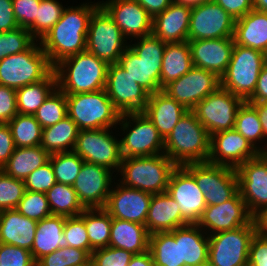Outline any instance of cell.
<instances>
[{
    "label": "cell",
    "instance_id": "be15d7a7",
    "mask_svg": "<svg viewBox=\"0 0 267 266\" xmlns=\"http://www.w3.org/2000/svg\"><path fill=\"white\" fill-rule=\"evenodd\" d=\"M154 18L156 15L165 11L173 0H136Z\"/></svg>",
    "mask_w": 267,
    "mask_h": 266
},
{
    "label": "cell",
    "instance_id": "52a82bcc",
    "mask_svg": "<svg viewBox=\"0 0 267 266\" xmlns=\"http://www.w3.org/2000/svg\"><path fill=\"white\" fill-rule=\"evenodd\" d=\"M118 125L123 131L119 132L122 135H117L121 136L120 152L122 158L164 154V139L144 112L121 114Z\"/></svg>",
    "mask_w": 267,
    "mask_h": 266
},
{
    "label": "cell",
    "instance_id": "91938a15",
    "mask_svg": "<svg viewBox=\"0 0 267 266\" xmlns=\"http://www.w3.org/2000/svg\"><path fill=\"white\" fill-rule=\"evenodd\" d=\"M11 130L7 123H0V169L5 165L15 150Z\"/></svg>",
    "mask_w": 267,
    "mask_h": 266
},
{
    "label": "cell",
    "instance_id": "1f68e13d",
    "mask_svg": "<svg viewBox=\"0 0 267 266\" xmlns=\"http://www.w3.org/2000/svg\"><path fill=\"white\" fill-rule=\"evenodd\" d=\"M234 43L263 52L267 48V12L253 9L235 21Z\"/></svg>",
    "mask_w": 267,
    "mask_h": 266
},
{
    "label": "cell",
    "instance_id": "83f0119b",
    "mask_svg": "<svg viewBox=\"0 0 267 266\" xmlns=\"http://www.w3.org/2000/svg\"><path fill=\"white\" fill-rule=\"evenodd\" d=\"M188 109L163 90L150 94L143 111L165 140Z\"/></svg>",
    "mask_w": 267,
    "mask_h": 266
},
{
    "label": "cell",
    "instance_id": "7bdbcfd3",
    "mask_svg": "<svg viewBox=\"0 0 267 266\" xmlns=\"http://www.w3.org/2000/svg\"><path fill=\"white\" fill-rule=\"evenodd\" d=\"M67 115L66 95L58 87L51 92L34 114L42 128L56 124Z\"/></svg>",
    "mask_w": 267,
    "mask_h": 266
},
{
    "label": "cell",
    "instance_id": "f35d334b",
    "mask_svg": "<svg viewBox=\"0 0 267 266\" xmlns=\"http://www.w3.org/2000/svg\"><path fill=\"white\" fill-rule=\"evenodd\" d=\"M46 196L52 215L78 216L85 210L71 185L56 182Z\"/></svg>",
    "mask_w": 267,
    "mask_h": 266
},
{
    "label": "cell",
    "instance_id": "f6af8a7d",
    "mask_svg": "<svg viewBox=\"0 0 267 266\" xmlns=\"http://www.w3.org/2000/svg\"><path fill=\"white\" fill-rule=\"evenodd\" d=\"M64 9L57 0H41L36 20L27 29L37 41L41 40L61 18Z\"/></svg>",
    "mask_w": 267,
    "mask_h": 266
},
{
    "label": "cell",
    "instance_id": "9c48e42d",
    "mask_svg": "<svg viewBox=\"0 0 267 266\" xmlns=\"http://www.w3.org/2000/svg\"><path fill=\"white\" fill-rule=\"evenodd\" d=\"M263 67L261 51L234 44L229 65L220 78V87L246 101L254 93Z\"/></svg>",
    "mask_w": 267,
    "mask_h": 266
},
{
    "label": "cell",
    "instance_id": "836d02e7",
    "mask_svg": "<svg viewBox=\"0 0 267 266\" xmlns=\"http://www.w3.org/2000/svg\"><path fill=\"white\" fill-rule=\"evenodd\" d=\"M49 157L50 154L40 145L16 147L1 170L8 176L24 181L34 170L46 164Z\"/></svg>",
    "mask_w": 267,
    "mask_h": 266
},
{
    "label": "cell",
    "instance_id": "e575fe53",
    "mask_svg": "<svg viewBox=\"0 0 267 266\" xmlns=\"http://www.w3.org/2000/svg\"><path fill=\"white\" fill-rule=\"evenodd\" d=\"M193 66L188 41L166 43L161 68V89L186 74Z\"/></svg>",
    "mask_w": 267,
    "mask_h": 266
},
{
    "label": "cell",
    "instance_id": "d590c367",
    "mask_svg": "<svg viewBox=\"0 0 267 266\" xmlns=\"http://www.w3.org/2000/svg\"><path fill=\"white\" fill-rule=\"evenodd\" d=\"M79 128L67 115L56 124L42 128L40 146L49 154L71 152L78 137Z\"/></svg>",
    "mask_w": 267,
    "mask_h": 266
},
{
    "label": "cell",
    "instance_id": "a7ac6f4b",
    "mask_svg": "<svg viewBox=\"0 0 267 266\" xmlns=\"http://www.w3.org/2000/svg\"><path fill=\"white\" fill-rule=\"evenodd\" d=\"M253 9L267 12V0H253Z\"/></svg>",
    "mask_w": 267,
    "mask_h": 266
},
{
    "label": "cell",
    "instance_id": "03108f58",
    "mask_svg": "<svg viewBox=\"0 0 267 266\" xmlns=\"http://www.w3.org/2000/svg\"><path fill=\"white\" fill-rule=\"evenodd\" d=\"M128 266H155L149 250L144 253L134 254Z\"/></svg>",
    "mask_w": 267,
    "mask_h": 266
},
{
    "label": "cell",
    "instance_id": "44dd1931",
    "mask_svg": "<svg viewBox=\"0 0 267 266\" xmlns=\"http://www.w3.org/2000/svg\"><path fill=\"white\" fill-rule=\"evenodd\" d=\"M167 193L177 202L183 219L188 224H197L207 205L194 177L183 166H177L171 173Z\"/></svg>",
    "mask_w": 267,
    "mask_h": 266
},
{
    "label": "cell",
    "instance_id": "6f0895ef",
    "mask_svg": "<svg viewBox=\"0 0 267 266\" xmlns=\"http://www.w3.org/2000/svg\"><path fill=\"white\" fill-rule=\"evenodd\" d=\"M249 266H267V236L259 230L253 236L248 256Z\"/></svg>",
    "mask_w": 267,
    "mask_h": 266
},
{
    "label": "cell",
    "instance_id": "f1b7e54d",
    "mask_svg": "<svg viewBox=\"0 0 267 266\" xmlns=\"http://www.w3.org/2000/svg\"><path fill=\"white\" fill-rule=\"evenodd\" d=\"M188 225L183 219L177 202L166 192L152 194L145 227L149 234L171 232Z\"/></svg>",
    "mask_w": 267,
    "mask_h": 266
},
{
    "label": "cell",
    "instance_id": "ac0fdd59",
    "mask_svg": "<svg viewBox=\"0 0 267 266\" xmlns=\"http://www.w3.org/2000/svg\"><path fill=\"white\" fill-rule=\"evenodd\" d=\"M220 87V78L213 72L192 67L186 74L167 84L162 90L188 110Z\"/></svg>",
    "mask_w": 267,
    "mask_h": 266
},
{
    "label": "cell",
    "instance_id": "89a4df30",
    "mask_svg": "<svg viewBox=\"0 0 267 266\" xmlns=\"http://www.w3.org/2000/svg\"><path fill=\"white\" fill-rule=\"evenodd\" d=\"M176 3H180V4H184V5H188V6H196L199 5L200 3L204 2V1H208V0H173Z\"/></svg>",
    "mask_w": 267,
    "mask_h": 266
},
{
    "label": "cell",
    "instance_id": "6125c7cd",
    "mask_svg": "<svg viewBox=\"0 0 267 266\" xmlns=\"http://www.w3.org/2000/svg\"><path fill=\"white\" fill-rule=\"evenodd\" d=\"M246 101L249 103L267 101V67L264 66L260 71L254 93Z\"/></svg>",
    "mask_w": 267,
    "mask_h": 266
},
{
    "label": "cell",
    "instance_id": "ba28073f",
    "mask_svg": "<svg viewBox=\"0 0 267 266\" xmlns=\"http://www.w3.org/2000/svg\"><path fill=\"white\" fill-rule=\"evenodd\" d=\"M53 70L40 42L36 41L28 50L0 61V85L17 90L45 79Z\"/></svg>",
    "mask_w": 267,
    "mask_h": 266
},
{
    "label": "cell",
    "instance_id": "6da1fadb",
    "mask_svg": "<svg viewBox=\"0 0 267 266\" xmlns=\"http://www.w3.org/2000/svg\"><path fill=\"white\" fill-rule=\"evenodd\" d=\"M99 5L100 1L65 7L58 22L39 40L53 67L86 50L90 17Z\"/></svg>",
    "mask_w": 267,
    "mask_h": 266
},
{
    "label": "cell",
    "instance_id": "ffe728a7",
    "mask_svg": "<svg viewBox=\"0 0 267 266\" xmlns=\"http://www.w3.org/2000/svg\"><path fill=\"white\" fill-rule=\"evenodd\" d=\"M254 219L238 191L222 204L206 206L197 225L211 235L248 225Z\"/></svg>",
    "mask_w": 267,
    "mask_h": 266
},
{
    "label": "cell",
    "instance_id": "e7e4bbea",
    "mask_svg": "<svg viewBox=\"0 0 267 266\" xmlns=\"http://www.w3.org/2000/svg\"><path fill=\"white\" fill-rule=\"evenodd\" d=\"M256 110L264 133V153H267V101L260 103H250Z\"/></svg>",
    "mask_w": 267,
    "mask_h": 266
},
{
    "label": "cell",
    "instance_id": "484cf974",
    "mask_svg": "<svg viewBox=\"0 0 267 266\" xmlns=\"http://www.w3.org/2000/svg\"><path fill=\"white\" fill-rule=\"evenodd\" d=\"M192 7L176 2L153 18L152 34L165 43L188 41Z\"/></svg>",
    "mask_w": 267,
    "mask_h": 266
},
{
    "label": "cell",
    "instance_id": "8992f818",
    "mask_svg": "<svg viewBox=\"0 0 267 266\" xmlns=\"http://www.w3.org/2000/svg\"><path fill=\"white\" fill-rule=\"evenodd\" d=\"M66 100L68 116L79 130H114L118 126L121 113L114 107L105 89L66 95Z\"/></svg>",
    "mask_w": 267,
    "mask_h": 266
},
{
    "label": "cell",
    "instance_id": "4dcf8cb0",
    "mask_svg": "<svg viewBox=\"0 0 267 266\" xmlns=\"http://www.w3.org/2000/svg\"><path fill=\"white\" fill-rule=\"evenodd\" d=\"M66 216L51 215L38 221L31 254L35 262L58 248L67 247L63 234Z\"/></svg>",
    "mask_w": 267,
    "mask_h": 266
},
{
    "label": "cell",
    "instance_id": "d6986e66",
    "mask_svg": "<svg viewBox=\"0 0 267 266\" xmlns=\"http://www.w3.org/2000/svg\"><path fill=\"white\" fill-rule=\"evenodd\" d=\"M113 174L107 167L84 161L72 187L85 209L104 208L116 178Z\"/></svg>",
    "mask_w": 267,
    "mask_h": 266
},
{
    "label": "cell",
    "instance_id": "2e32d148",
    "mask_svg": "<svg viewBox=\"0 0 267 266\" xmlns=\"http://www.w3.org/2000/svg\"><path fill=\"white\" fill-rule=\"evenodd\" d=\"M235 19L212 0L193 6L188 40L233 38Z\"/></svg>",
    "mask_w": 267,
    "mask_h": 266
},
{
    "label": "cell",
    "instance_id": "e0dca14e",
    "mask_svg": "<svg viewBox=\"0 0 267 266\" xmlns=\"http://www.w3.org/2000/svg\"><path fill=\"white\" fill-rule=\"evenodd\" d=\"M105 91L121 114L143 112L150 96V93L117 63L108 66Z\"/></svg>",
    "mask_w": 267,
    "mask_h": 266
},
{
    "label": "cell",
    "instance_id": "c3c4849f",
    "mask_svg": "<svg viewBox=\"0 0 267 266\" xmlns=\"http://www.w3.org/2000/svg\"><path fill=\"white\" fill-rule=\"evenodd\" d=\"M16 210L29 219L37 222L51 216L46 193L26 190L23 198L18 203Z\"/></svg>",
    "mask_w": 267,
    "mask_h": 266
},
{
    "label": "cell",
    "instance_id": "d4e9b609",
    "mask_svg": "<svg viewBox=\"0 0 267 266\" xmlns=\"http://www.w3.org/2000/svg\"><path fill=\"white\" fill-rule=\"evenodd\" d=\"M188 43L194 67L211 71L221 78L229 65L234 39L188 40Z\"/></svg>",
    "mask_w": 267,
    "mask_h": 266
},
{
    "label": "cell",
    "instance_id": "7c38bea8",
    "mask_svg": "<svg viewBox=\"0 0 267 266\" xmlns=\"http://www.w3.org/2000/svg\"><path fill=\"white\" fill-rule=\"evenodd\" d=\"M195 179L207 206L222 204L238 192L235 168L209 162L182 165Z\"/></svg>",
    "mask_w": 267,
    "mask_h": 266
},
{
    "label": "cell",
    "instance_id": "603a6c76",
    "mask_svg": "<svg viewBox=\"0 0 267 266\" xmlns=\"http://www.w3.org/2000/svg\"><path fill=\"white\" fill-rule=\"evenodd\" d=\"M151 197V193L125 187L114 181L104 209L112 218L145 225Z\"/></svg>",
    "mask_w": 267,
    "mask_h": 266
},
{
    "label": "cell",
    "instance_id": "9a60e30c",
    "mask_svg": "<svg viewBox=\"0 0 267 266\" xmlns=\"http://www.w3.org/2000/svg\"><path fill=\"white\" fill-rule=\"evenodd\" d=\"M238 191L256 219L267 209V153H260L236 169Z\"/></svg>",
    "mask_w": 267,
    "mask_h": 266
},
{
    "label": "cell",
    "instance_id": "4fadbf2b",
    "mask_svg": "<svg viewBox=\"0 0 267 266\" xmlns=\"http://www.w3.org/2000/svg\"><path fill=\"white\" fill-rule=\"evenodd\" d=\"M113 133L112 128L79 130L73 152L86 162L117 171L118 175L122 162L120 139Z\"/></svg>",
    "mask_w": 267,
    "mask_h": 266
},
{
    "label": "cell",
    "instance_id": "8d00e7d4",
    "mask_svg": "<svg viewBox=\"0 0 267 266\" xmlns=\"http://www.w3.org/2000/svg\"><path fill=\"white\" fill-rule=\"evenodd\" d=\"M56 87L57 78L53 70L45 79L17 89L18 114L34 115Z\"/></svg>",
    "mask_w": 267,
    "mask_h": 266
},
{
    "label": "cell",
    "instance_id": "681fc988",
    "mask_svg": "<svg viewBox=\"0 0 267 266\" xmlns=\"http://www.w3.org/2000/svg\"><path fill=\"white\" fill-rule=\"evenodd\" d=\"M25 191L24 181L6 175L0 169V211L16 209Z\"/></svg>",
    "mask_w": 267,
    "mask_h": 266
},
{
    "label": "cell",
    "instance_id": "ab89813d",
    "mask_svg": "<svg viewBox=\"0 0 267 266\" xmlns=\"http://www.w3.org/2000/svg\"><path fill=\"white\" fill-rule=\"evenodd\" d=\"M234 129L247 139L258 151L264 153V133L257 110L247 101L239 107ZM261 145H260V144Z\"/></svg>",
    "mask_w": 267,
    "mask_h": 266
},
{
    "label": "cell",
    "instance_id": "277c9868",
    "mask_svg": "<svg viewBox=\"0 0 267 266\" xmlns=\"http://www.w3.org/2000/svg\"><path fill=\"white\" fill-rule=\"evenodd\" d=\"M211 136L188 110L164 140V154L177 166L187 163L207 162L210 155Z\"/></svg>",
    "mask_w": 267,
    "mask_h": 266
},
{
    "label": "cell",
    "instance_id": "bcb514c9",
    "mask_svg": "<svg viewBox=\"0 0 267 266\" xmlns=\"http://www.w3.org/2000/svg\"><path fill=\"white\" fill-rule=\"evenodd\" d=\"M36 41L24 27L0 33V61L9 55L28 50Z\"/></svg>",
    "mask_w": 267,
    "mask_h": 266
},
{
    "label": "cell",
    "instance_id": "cb8c5ba5",
    "mask_svg": "<svg viewBox=\"0 0 267 266\" xmlns=\"http://www.w3.org/2000/svg\"><path fill=\"white\" fill-rule=\"evenodd\" d=\"M100 5L127 40L133 42L135 38L152 34L153 18L136 0H102Z\"/></svg>",
    "mask_w": 267,
    "mask_h": 266
},
{
    "label": "cell",
    "instance_id": "30bf717a",
    "mask_svg": "<svg viewBox=\"0 0 267 266\" xmlns=\"http://www.w3.org/2000/svg\"><path fill=\"white\" fill-rule=\"evenodd\" d=\"M258 231L257 220L233 230L209 235V266L248 265L251 240Z\"/></svg>",
    "mask_w": 267,
    "mask_h": 266
},
{
    "label": "cell",
    "instance_id": "003e7915",
    "mask_svg": "<svg viewBox=\"0 0 267 266\" xmlns=\"http://www.w3.org/2000/svg\"><path fill=\"white\" fill-rule=\"evenodd\" d=\"M258 230L265 236H267V209L260 214L257 218Z\"/></svg>",
    "mask_w": 267,
    "mask_h": 266
},
{
    "label": "cell",
    "instance_id": "3957f363",
    "mask_svg": "<svg viewBox=\"0 0 267 266\" xmlns=\"http://www.w3.org/2000/svg\"><path fill=\"white\" fill-rule=\"evenodd\" d=\"M108 66L87 50L67 57L54 66L57 87L65 95L105 89Z\"/></svg>",
    "mask_w": 267,
    "mask_h": 266
},
{
    "label": "cell",
    "instance_id": "5b68a950",
    "mask_svg": "<svg viewBox=\"0 0 267 266\" xmlns=\"http://www.w3.org/2000/svg\"><path fill=\"white\" fill-rule=\"evenodd\" d=\"M177 165L165 154L122 158L116 181L125 187L151 194L167 191L169 179Z\"/></svg>",
    "mask_w": 267,
    "mask_h": 266
},
{
    "label": "cell",
    "instance_id": "8c879c8a",
    "mask_svg": "<svg viewBox=\"0 0 267 266\" xmlns=\"http://www.w3.org/2000/svg\"><path fill=\"white\" fill-rule=\"evenodd\" d=\"M78 266H93V262L92 259H90L88 262L82 264V265H78Z\"/></svg>",
    "mask_w": 267,
    "mask_h": 266
},
{
    "label": "cell",
    "instance_id": "8fae6325",
    "mask_svg": "<svg viewBox=\"0 0 267 266\" xmlns=\"http://www.w3.org/2000/svg\"><path fill=\"white\" fill-rule=\"evenodd\" d=\"M128 46L112 17L99 5L90 17L86 50L108 64H114Z\"/></svg>",
    "mask_w": 267,
    "mask_h": 266
},
{
    "label": "cell",
    "instance_id": "db71d44e",
    "mask_svg": "<svg viewBox=\"0 0 267 266\" xmlns=\"http://www.w3.org/2000/svg\"><path fill=\"white\" fill-rule=\"evenodd\" d=\"M34 263L31 251L0 243V266H32Z\"/></svg>",
    "mask_w": 267,
    "mask_h": 266
},
{
    "label": "cell",
    "instance_id": "11a10c76",
    "mask_svg": "<svg viewBox=\"0 0 267 266\" xmlns=\"http://www.w3.org/2000/svg\"><path fill=\"white\" fill-rule=\"evenodd\" d=\"M41 0H12L19 27L28 28L35 20Z\"/></svg>",
    "mask_w": 267,
    "mask_h": 266
},
{
    "label": "cell",
    "instance_id": "f907efd6",
    "mask_svg": "<svg viewBox=\"0 0 267 266\" xmlns=\"http://www.w3.org/2000/svg\"><path fill=\"white\" fill-rule=\"evenodd\" d=\"M63 234L68 246L87 250L91 254L90 241L84 223V211L78 216L66 217Z\"/></svg>",
    "mask_w": 267,
    "mask_h": 266
},
{
    "label": "cell",
    "instance_id": "ee69618b",
    "mask_svg": "<svg viewBox=\"0 0 267 266\" xmlns=\"http://www.w3.org/2000/svg\"><path fill=\"white\" fill-rule=\"evenodd\" d=\"M49 161L52 165L56 182L71 186L84 163V160L73 151L50 154Z\"/></svg>",
    "mask_w": 267,
    "mask_h": 266
},
{
    "label": "cell",
    "instance_id": "94428289",
    "mask_svg": "<svg viewBox=\"0 0 267 266\" xmlns=\"http://www.w3.org/2000/svg\"><path fill=\"white\" fill-rule=\"evenodd\" d=\"M19 27L14 15L12 0H0V33Z\"/></svg>",
    "mask_w": 267,
    "mask_h": 266
},
{
    "label": "cell",
    "instance_id": "2644e50d",
    "mask_svg": "<svg viewBox=\"0 0 267 266\" xmlns=\"http://www.w3.org/2000/svg\"><path fill=\"white\" fill-rule=\"evenodd\" d=\"M262 53H263L264 66L267 67V48Z\"/></svg>",
    "mask_w": 267,
    "mask_h": 266
},
{
    "label": "cell",
    "instance_id": "5bb4252c",
    "mask_svg": "<svg viewBox=\"0 0 267 266\" xmlns=\"http://www.w3.org/2000/svg\"><path fill=\"white\" fill-rule=\"evenodd\" d=\"M244 100L219 87L200 101L192 111L211 135L234 128L236 114Z\"/></svg>",
    "mask_w": 267,
    "mask_h": 266
},
{
    "label": "cell",
    "instance_id": "7a4b0ae2",
    "mask_svg": "<svg viewBox=\"0 0 267 266\" xmlns=\"http://www.w3.org/2000/svg\"><path fill=\"white\" fill-rule=\"evenodd\" d=\"M137 40V42H135ZM166 43L153 34L136 38L122 53L118 65L150 94L161 91V68Z\"/></svg>",
    "mask_w": 267,
    "mask_h": 266
},
{
    "label": "cell",
    "instance_id": "816d5d0a",
    "mask_svg": "<svg viewBox=\"0 0 267 266\" xmlns=\"http://www.w3.org/2000/svg\"><path fill=\"white\" fill-rule=\"evenodd\" d=\"M134 254L124 249L107 246L91 254L93 266H128Z\"/></svg>",
    "mask_w": 267,
    "mask_h": 266
},
{
    "label": "cell",
    "instance_id": "9f6ffc18",
    "mask_svg": "<svg viewBox=\"0 0 267 266\" xmlns=\"http://www.w3.org/2000/svg\"><path fill=\"white\" fill-rule=\"evenodd\" d=\"M17 114L16 90L0 85V123H8Z\"/></svg>",
    "mask_w": 267,
    "mask_h": 266
},
{
    "label": "cell",
    "instance_id": "f546056e",
    "mask_svg": "<svg viewBox=\"0 0 267 266\" xmlns=\"http://www.w3.org/2000/svg\"><path fill=\"white\" fill-rule=\"evenodd\" d=\"M37 224L16 209L0 211V243L31 251Z\"/></svg>",
    "mask_w": 267,
    "mask_h": 266
},
{
    "label": "cell",
    "instance_id": "f5cc1de1",
    "mask_svg": "<svg viewBox=\"0 0 267 266\" xmlns=\"http://www.w3.org/2000/svg\"><path fill=\"white\" fill-rule=\"evenodd\" d=\"M25 189L32 192L46 193L56 183L54 171L50 161L34 170L24 180Z\"/></svg>",
    "mask_w": 267,
    "mask_h": 266
},
{
    "label": "cell",
    "instance_id": "7402d4cb",
    "mask_svg": "<svg viewBox=\"0 0 267 266\" xmlns=\"http://www.w3.org/2000/svg\"><path fill=\"white\" fill-rule=\"evenodd\" d=\"M258 151L234 128L211 135L209 163L237 169L249 159L257 157Z\"/></svg>",
    "mask_w": 267,
    "mask_h": 266
},
{
    "label": "cell",
    "instance_id": "60d3db41",
    "mask_svg": "<svg viewBox=\"0 0 267 266\" xmlns=\"http://www.w3.org/2000/svg\"><path fill=\"white\" fill-rule=\"evenodd\" d=\"M149 251L155 266H184L180 263L179 241L170 232L151 234Z\"/></svg>",
    "mask_w": 267,
    "mask_h": 266
},
{
    "label": "cell",
    "instance_id": "4316f807",
    "mask_svg": "<svg viewBox=\"0 0 267 266\" xmlns=\"http://www.w3.org/2000/svg\"><path fill=\"white\" fill-rule=\"evenodd\" d=\"M179 241L180 263L184 266L208 265L209 235L197 224H188L170 232Z\"/></svg>",
    "mask_w": 267,
    "mask_h": 266
},
{
    "label": "cell",
    "instance_id": "d6a6232c",
    "mask_svg": "<svg viewBox=\"0 0 267 266\" xmlns=\"http://www.w3.org/2000/svg\"><path fill=\"white\" fill-rule=\"evenodd\" d=\"M150 234L143 224L112 218L109 246L132 254L149 250Z\"/></svg>",
    "mask_w": 267,
    "mask_h": 266
},
{
    "label": "cell",
    "instance_id": "680465c9",
    "mask_svg": "<svg viewBox=\"0 0 267 266\" xmlns=\"http://www.w3.org/2000/svg\"><path fill=\"white\" fill-rule=\"evenodd\" d=\"M220 5L235 20L253 10V0H212Z\"/></svg>",
    "mask_w": 267,
    "mask_h": 266
},
{
    "label": "cell",
    "instance_id": "74e56055",
    "mask_svg": "<svg viewBox=\"0 0 267 266\" xmlns=\"http://www.w3.org/2000/svg\"><path fill=\"white\" fill-rule=\"evenodd\" d=\"M84 223L90 241L91 254L94 250L109 246L112 217L104 208L85 209Z\"/></svg>",
    "mask_w": 267,
    "mask_h": 266
},
{
    "label": "cell",
    "instance_id": "7dc6e473",
    "mask_svg": "<svg viewBox=\"0 0 267 266\" xmlns=\"http://www.w3.org/2000/svg\"><path fill=\"white\" fill-rule=\"evenodd\" d=\"M91 254L75 247H63L51 252L37 261L38 266H78L88 262Z\"/></svg>",
    "mask_w": 267,
    "mask_h": 266
},
{
    "label": "cell",
    "instance_id": "b9f144b4",
    "mask_svg": "<svg viewBox=\"0 0 267 266\" xmlns=\"http://www.w3.org/2000/svg\"><path fill=\"white\" fill-rule=\"evenodd\" d=\"M15 147H34L41 143L42 127L34 115H15L8 123Z\"/></svg>",
    "mask_w": 267,
    "mask_h": 266
},
{
    "label": "cell",
    "instance_id": "753ad0ef",
    "mask_svg": "<svg viewBox=\"0 0 267 266\" xmlns=\"http://www.w3.org/2000/svg\"><path fill=\"white\" fill-rule=\"evenodd\" d=\"M32 266H38L37 262H35Z\"/></svg>",
    "mask_w": 267,
    "mask_h": 266
}]
</instances>
